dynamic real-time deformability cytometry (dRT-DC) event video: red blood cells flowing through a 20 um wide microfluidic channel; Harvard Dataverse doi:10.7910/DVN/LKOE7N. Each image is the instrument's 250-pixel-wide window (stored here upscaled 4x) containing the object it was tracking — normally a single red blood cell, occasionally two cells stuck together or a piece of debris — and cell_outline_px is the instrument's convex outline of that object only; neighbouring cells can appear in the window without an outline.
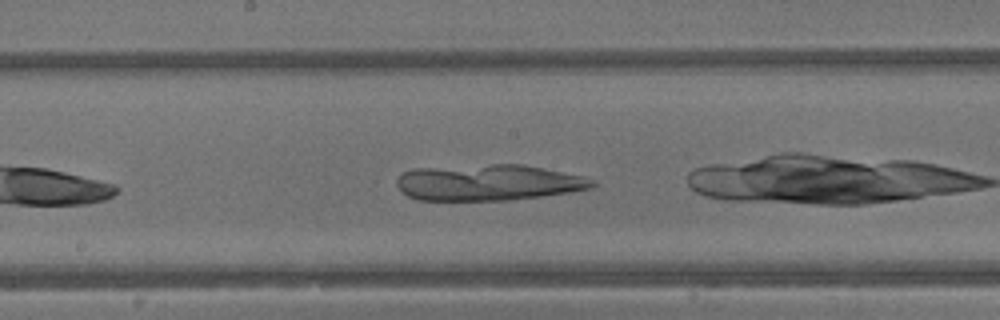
{"species": "common noctule bat (a hibernating species)", "species_latin": "Nyctalus noctula", "temperature_condition": "warm", "stored_images_in_passage": 24, "camera_frame_rate_fps": 3000, "um_per_image_px": 0.085, "animal": {"sex": "male", "body_mass_g": 13.3}, "frame": {"image": 1, "passage_image": 8, "time_ms": 2.333, "image_size_px": [1000, 320], "cell_outline_px": [[596, 184], [592, 188], [568, 192], [540, 196], [508, 200], [416, 200], [400, 192], [396, 184], [396, 180], [404, 172], [412, 168], [492, 164], [524, 164], [580, 176], [596, 180]], "centroid_in_image_um": [41.45, 15.51], "position_along_channel_um": 206.7, "area_um2": 41.15}}